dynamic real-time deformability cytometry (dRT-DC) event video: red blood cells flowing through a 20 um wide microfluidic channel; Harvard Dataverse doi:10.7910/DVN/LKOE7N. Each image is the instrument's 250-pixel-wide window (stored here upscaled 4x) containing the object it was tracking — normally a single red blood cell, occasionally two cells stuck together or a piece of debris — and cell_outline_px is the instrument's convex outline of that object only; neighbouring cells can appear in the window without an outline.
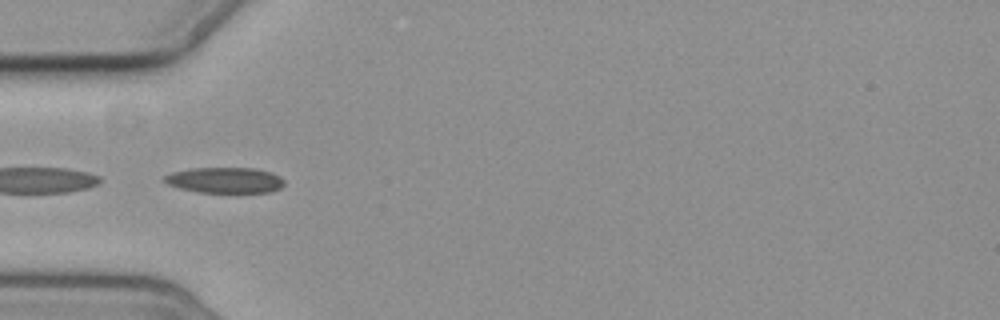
{"species": "common noctule bat (a hibernating species)", "species_latin": "Nyctalus noctula", "temperature_condition": "cold", "stored_images_in_passage": 5, "camera_frame_rate_fps": 3000, "um_per_image_px": 0.085, "animal": {"sex": "female", "body_mass_g": 19.3, "forearm_length_mm": 54.1}, "frame": {"image": 1, "passage_image": 4, "time_ms": 3.333, "image_size_px": [1000, 320], "cell_outline_px": [[284, 184], [280, 188], [272, 192], [196, 192], [180, 188], [168, 184], [164, 180], [164, 176], [172, 172], [192, 168], [256, 168], [272, 172], [280, 176], [284, 180]], "centroid_in_image_um": [19.15, 15.31], "position_along_channel_um": 65.8, "area_um2": 17.98}}
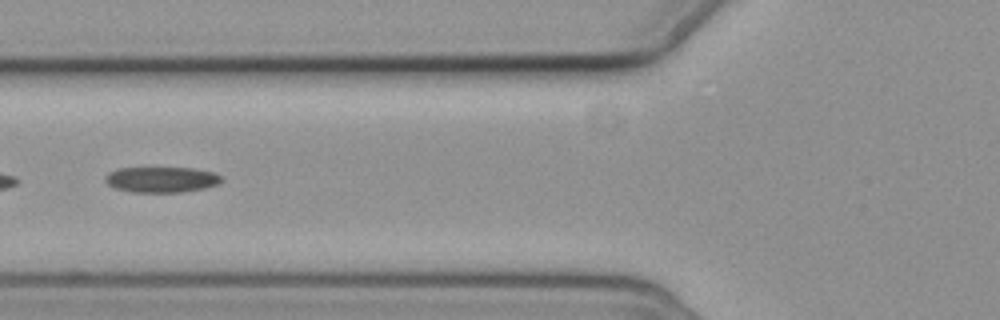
{"frame": {"image": 2, "passage_image": 5, "time_ms": 4.667, "image_size_px": [1000, 320], "cell_outline_px": [[224, 180], [220, 184], [204, 188], [180, 192], [132, 192], [116, 188], [108, 184], [104, 180], [104, 176], [108, 172], [116, 168], [192, 168], [212, 172], [224, 176]], "centroid_in_image_um": [13.74, 15.26], "position_along_channel_um": 112.1, "area_um2": 17.51}}